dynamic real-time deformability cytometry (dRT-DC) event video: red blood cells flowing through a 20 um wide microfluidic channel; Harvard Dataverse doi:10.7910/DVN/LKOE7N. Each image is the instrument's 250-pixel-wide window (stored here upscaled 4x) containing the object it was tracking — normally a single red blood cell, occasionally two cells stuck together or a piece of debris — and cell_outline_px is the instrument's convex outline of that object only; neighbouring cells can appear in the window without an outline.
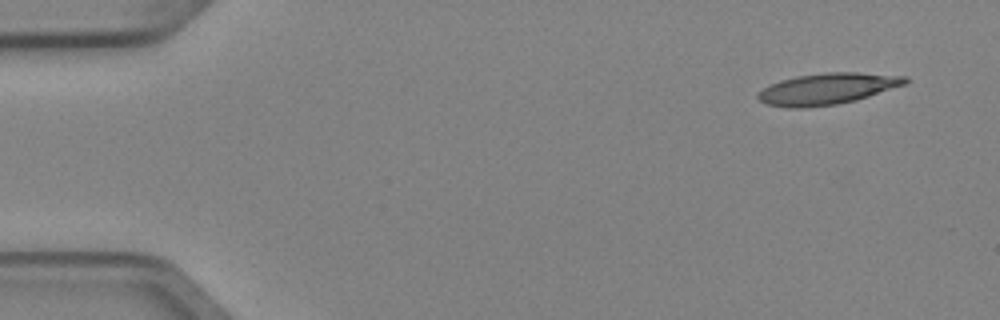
{"species": "Egyptian fruit bat (a non-hibernating species)", "species_latin": "Rousettus aegyptiacus", "temperature_condition": "cold", "stored_images_in_passage": 4, "camera_frame_rate_fps": 3000, "um_per_image_px": 0.085, "animal": {"sex": "female"}, "frame": {"image": 1, "passage_image": 1, "time_ms": 0.0, "image_size_px": [1000, 320], "cell_outline_px": [[908, 84], [856, 100], [836, 104], [804, 108], [788, 108], [764, 104], [756, 96], [764, 88], [780, 80], [796, 76], [828, 72], [856, 72], [908, 76]], "centroid_in_image_um": [70.36, 7.55], "position_along_channel_um": 14.6, "area_um2": 26.93}}
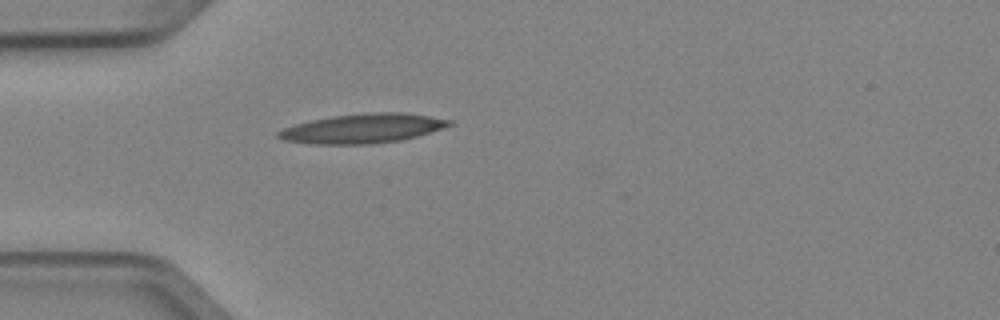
{"frame": {"image": 2, "passage_image": 4, "time_ms": 1.0, "image_size_px": [1000, 320], "cell_outline_px": [[452, 124], [444, 128], [416, 136], [400, 140], [368, 144], [312, 144], [284, 140], [276, 136], [276, 132], [284, 128], [296, 124], [312, 120], [332, 116], [364, 112], [408, 112], [452, 120]], "centroid_in_image_um": [30.84, 10.9], "position_along_channel_um": 54.2, "area_um2": 29.3}}